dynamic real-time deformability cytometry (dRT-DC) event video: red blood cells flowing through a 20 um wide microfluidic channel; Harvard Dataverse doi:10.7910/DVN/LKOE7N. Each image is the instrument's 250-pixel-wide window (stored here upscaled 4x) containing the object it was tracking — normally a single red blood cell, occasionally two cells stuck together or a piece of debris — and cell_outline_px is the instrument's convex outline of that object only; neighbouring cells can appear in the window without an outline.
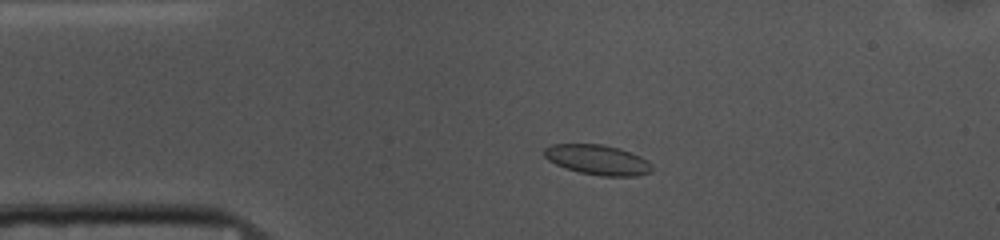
{"species": "common noctule bat (a hibernating species)", "species_latin": "Nyctalus noctula", "temperature_condition": "cold", "stored_images_in_passage": 43, "camera_frame_rate_fps": 3000, "um_per_image_px": 0.085, "animal": {"sex": "female", "body_mass_g": 10.0, "forearm_length_mm": 53.1}, "frame": {"image": 1, "passage_image": 8, "time_ms": 2.333, "image_size_px": [1000, 240], "cell_outline_px": [[652, 172], [636, 176], [600, 176], [580, 172], [564, 168], [548, 160], [544, 156], [544, 148], [552, 144], [604, 144], [620, 148], [640, 156], [648, 160], [652, 164]], "centroid_in_image_um": [50.81, 13.58], "position_along_channel_um": 34.2, "area_um2": 19.02}}
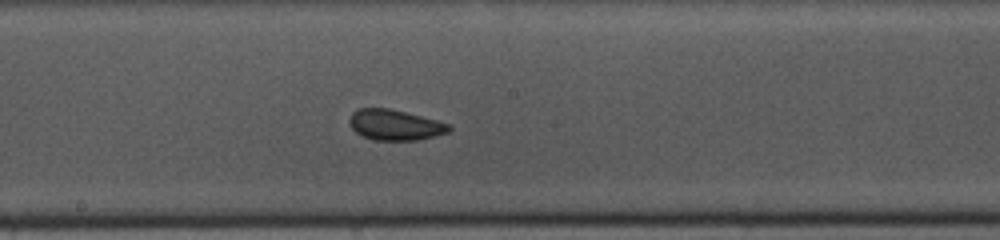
{"frame": {"image": 2, "passage_image": 25, "time_ms": 8.0, "image_size_px": [1000, 240], "cell_outline_px": [[452, 128], [448, 132], [436, 136], [416, 140], [376, 140], [364, 136], [356, 132], [352, 128], [348, 120], [352, 112], [356, 108], [388, 108], [436, 120], [448, 124]], "centroid_in_image_um": [33.55, 10.61], "position_along_channel_um": 214.7, "area_um2": 17.57}}
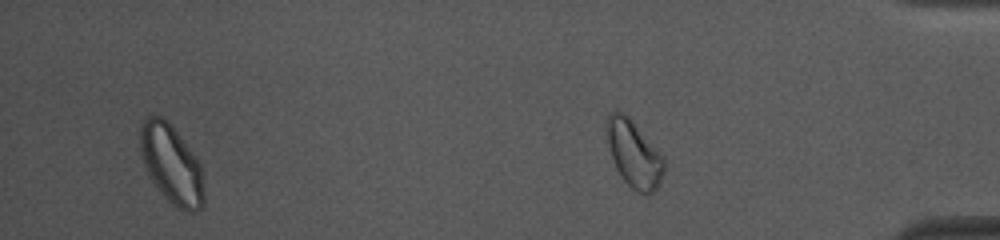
{"frame": {"image": 3, "passage_image": 40, "time_ms": 13.0, "image_size_px": [1000, 240], "cell_outline_px": [[204, 204], [200, 208], [192, 212], [188, 212], [176, 208], [160, 192], [148, 176], [140, 152], [140, 124], [144, 116], [160, 116], [168, 120], [200, 164], [204, 196]], "centroid_in_image_um": [14.54, 13.96], "position_along_channel_um": 420.7, "area_um2": 29.25}, "authors_computed_cell_mechanics": {"area_um2": 18.0914, "velocity_mm_per_s": 3.6638, "shape_relaxation_time_tau1_ms": 3.7303, "shape_relaxation_time_tau2_ms": 1.2901, "deformation_change_tau1": 0.0916, "deformation_change_tau2": 0.075}}